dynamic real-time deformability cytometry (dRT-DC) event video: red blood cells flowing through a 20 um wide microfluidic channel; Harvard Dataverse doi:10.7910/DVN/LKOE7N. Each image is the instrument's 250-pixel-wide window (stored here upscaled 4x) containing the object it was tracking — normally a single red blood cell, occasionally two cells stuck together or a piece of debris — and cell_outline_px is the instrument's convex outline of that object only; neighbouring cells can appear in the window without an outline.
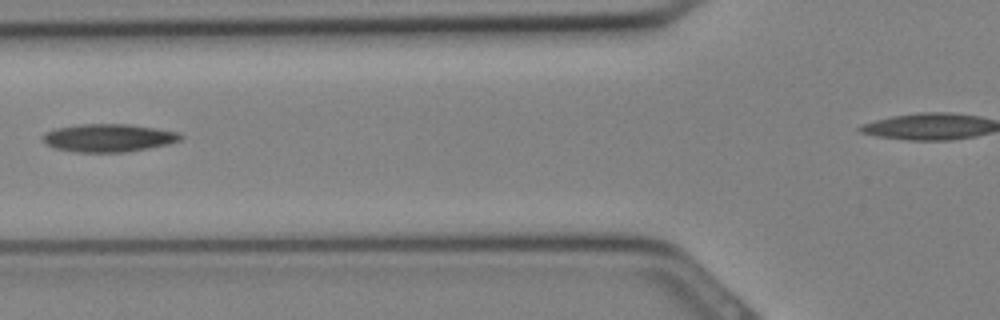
{"species": "Egyptian fruit bat (a non-hibernating species)", "species_latin": "Rousettus aegyptiacus", "temperature_condition": "cold", "stored_images_in_passage": 13, "camera_frame_rate_fps": 3000, "um_per_image_px": 0.085, "animal": {"sex": "female"}, "frame": {"image": 1, "passage_image": 10, "time_ms": 3.0, "image_size_px": [1000, 320], "cell_outline_px": [[184, 136], [180, 140], [168, 144], [148, 148], [124, 152], [76, 152], [52, 148], [44, 144], [44, 136], [48, 132], [56, 128], [84, 124], [128, 124], [176, 132]], "centroid_in_image_um": [9.2, 11.73], "position_along_channel_um": 116.6, "area_um2": 22.14}}
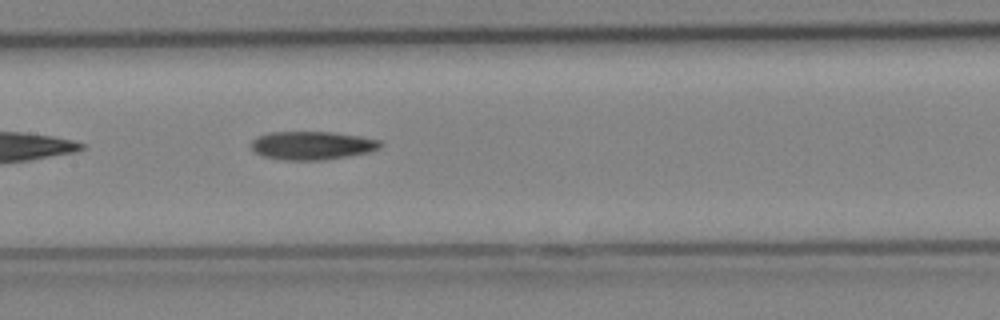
{"frame": {"image": 2, "passage_image": 13, "time_ms": 4.0, "image_size_px": [1000, 320], "cell_outline_px": [[384, 144], [380, 148], [368, 152], [348, 156], [320, 160], [284, 160], [264, 156], [256, 152], [252, 148], [252, 140], [260, 136], [272, 132], [332, 132], [360, 136], [380, 140]], "centroid_in_image_um": [26.58, 12.36], "position_along_channel_um": 180.8, "area_um2": 21.15}}